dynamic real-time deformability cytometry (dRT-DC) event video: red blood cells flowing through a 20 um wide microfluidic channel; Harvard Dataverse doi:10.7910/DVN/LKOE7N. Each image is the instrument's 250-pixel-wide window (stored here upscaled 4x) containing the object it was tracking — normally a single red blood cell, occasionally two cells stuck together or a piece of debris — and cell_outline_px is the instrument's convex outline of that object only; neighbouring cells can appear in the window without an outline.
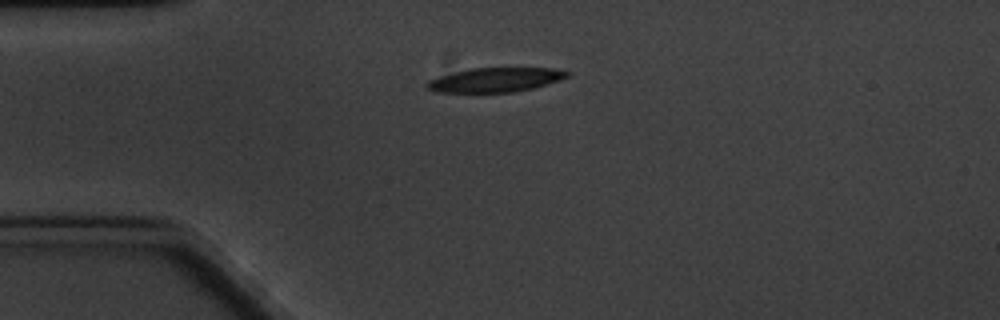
{"species": "common noctule bat (a hibernating species)", "species_latin": "Nyctalus noctula", "temperature_condition": "cold", "stored_images_in_passage": 3, "camera_frame_rate_fps": 3000, "um_per_image_px": 0.085, "animal": {"sex": "male", "body_mass_g": 20.1, "forearm_length_mm": 53.5}, "frame": {"image": 1, "passage_image": 1, "time_ms": 0.0, "image_size_px": [1000, 320], "cell_outline_px": [[572, 72], [568, 76], [560, 80], [532, 88], [512, 92], [436, 92], [428, 88], [424, 84], [428, 80], [440, 76], [468, 68], [552, 68]], "centroid_in_image_um": [42.09, 6.78], "position_along_channel_um": 42.9, "area_um2": 19.77}}